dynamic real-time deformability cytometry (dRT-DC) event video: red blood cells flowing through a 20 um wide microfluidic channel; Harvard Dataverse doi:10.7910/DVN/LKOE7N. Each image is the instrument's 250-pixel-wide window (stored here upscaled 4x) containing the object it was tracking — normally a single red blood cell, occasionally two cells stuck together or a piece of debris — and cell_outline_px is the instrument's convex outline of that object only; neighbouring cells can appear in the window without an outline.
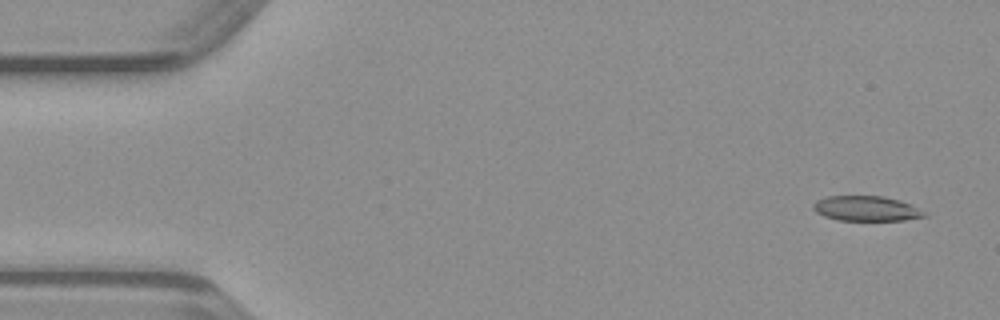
{"species": "common noctule bat (a hibernating species)", "species_latin": "Nyctalus noctula", "temperature_condition": "warm", "stored_images_in_passage": 48, "segment_of_instrument_passage": [1, 2], "camera_frame_rate_fps": 3000, "um_per_image_px": 0.085, "animal": {"sex": "male", "body_mass_g": 23.1, "forearm_length_mm": 52.7}, "frame": {"image": 1, "passage_image": 1, "time_ms": 0.0, "image_size_px": [1000, 320], "cell_outline_px": [[928, 216], [904, 220], [836, 220], [824, 216], [816, 212], [812, 208], [812, 204], [816, 200], [828, 196], [884, 196], [900, 200], [912, 204], [928, 212]], "centroid_in_image_um": [73.68, 17.72], "position_along_channel_um": 11.3, "area_um2": 16.47}}
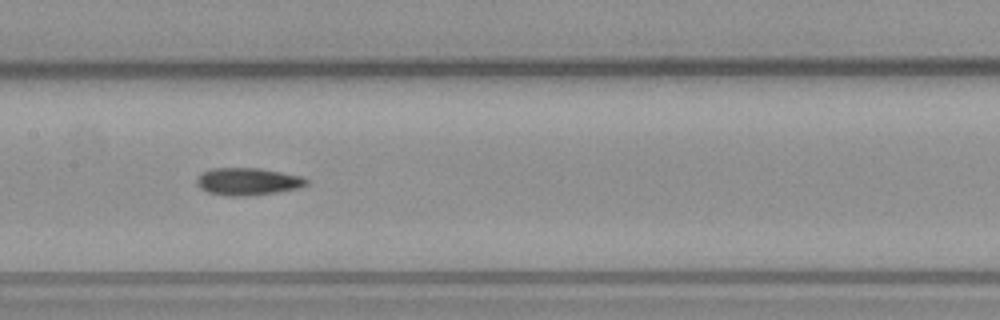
{"frame": {"image": 2, "passage_image": 22, "time_ms": 7.0, "image_size_px": [1000, 320], "cell_outline_px": [[308, 184], [300, 188], [276, 192], [244, 196], [228, 196], [208, 192], [200, 188], [196, 184], [196, 180], [200, 172], [212, 168], [260, 168], [304, 176], [308, 180]], "centroid_in_image_um": [21.06, 15.42], "position_along_channel_um": 186.3, "area_um2": 17.69}}
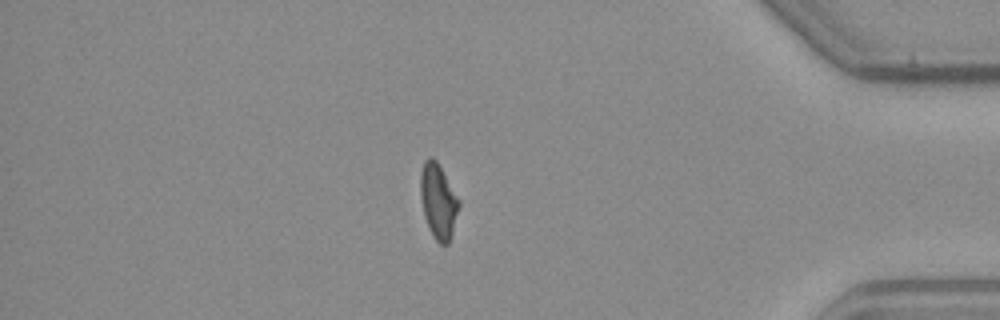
{"frame": {"image": 3, "passage_image": 40, "time_ms": 13.0, "image_size_px": [1000, 320], "cell_outline_px": [[460, 204], [452, 236], [448, 244], [440, 244], [432, 236], [428, 228], [424, 216], [420, 196], [420, 172], [424, 160], [428, 156], [432, 156], [436, 160], [460, 200]], "centroid_in_image_um": [37.24, 17.1], "position_along_channel_um": 398.0, "area_um2": 17.05}}